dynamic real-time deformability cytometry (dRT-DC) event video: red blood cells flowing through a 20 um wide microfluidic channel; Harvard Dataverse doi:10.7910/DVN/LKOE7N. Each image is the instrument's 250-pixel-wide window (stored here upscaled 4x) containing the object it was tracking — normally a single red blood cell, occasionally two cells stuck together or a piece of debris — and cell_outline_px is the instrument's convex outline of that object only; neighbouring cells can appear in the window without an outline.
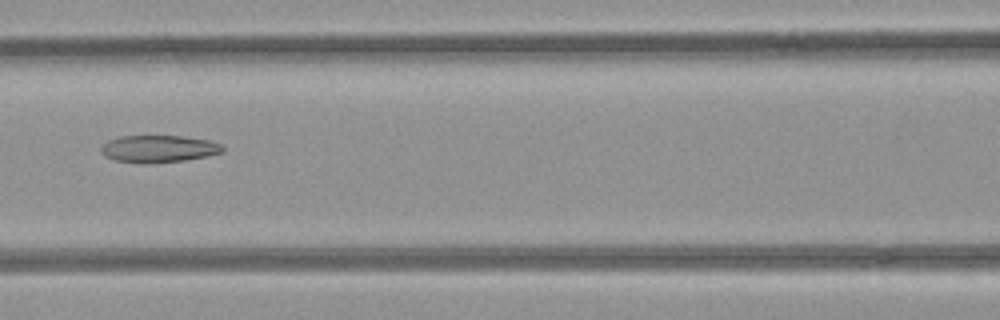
{"species": "common noctule bat (a hibernating species)", "species_latin": "Nyctalus noctula", "temperature_condition": "room temperature", "stored_images_in_passage": 5, "camera_frame_rate_fps": 3000, "um_per_image_px": 0.085, "animal": {"sex": "female", "body_mass_g": 21.9}, "frame": {"image": 1, "passage_image": 4, "time_ms": 1.0, "image_size_px": [1000, 320], "cell_outline_px": [[224, 152], [208, 156], [184, 160], [148, 164], [116, 160], [104, 156], [100, 152], [100, 148], [108, 140], [120, 136], [180, 136], [208, 140], [220, 144], [224, 148]], "centroid_in_image_um": [13.47, 12.65], "position_along_channel_um": 153.1, "area_um2": 19.25}}
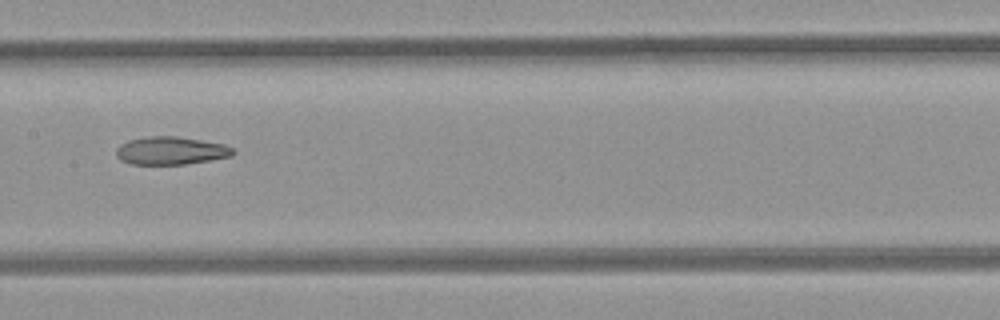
{"frame": {"image": 2, "passage_image": 5, "time_ms": 1.333, "image_size_px": [1000, 320], "cell_outline_px": [[236, 152], [232, 156], [212, 160], [184, 164], [132, 164], [120, 160], [116, 156], [116, 148], [120, 144], [128, 140], [148, 136], [176, 136], [224, 144], [232, 148]], "centroid_in_image_um": [14.51, 12.81], "position_along_channel_um": 192.9, "area_um2": 19.07}}